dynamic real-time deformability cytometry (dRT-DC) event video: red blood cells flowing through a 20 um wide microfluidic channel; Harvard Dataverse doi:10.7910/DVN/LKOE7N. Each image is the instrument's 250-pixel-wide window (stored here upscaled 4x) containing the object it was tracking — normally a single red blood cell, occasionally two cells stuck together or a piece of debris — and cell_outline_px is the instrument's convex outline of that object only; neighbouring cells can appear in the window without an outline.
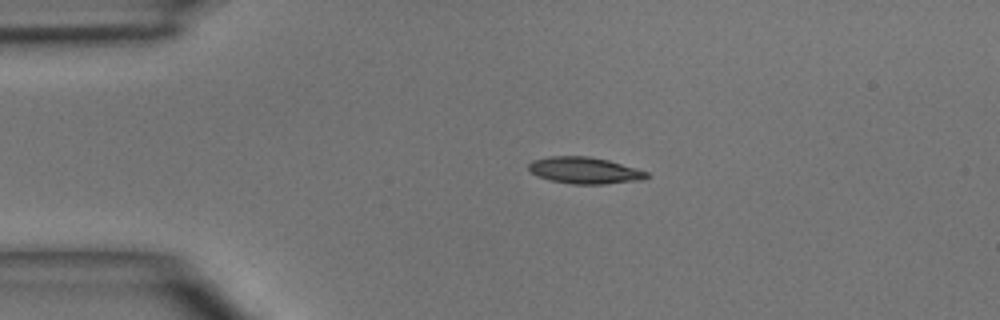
{"species": "common noctule bat (a hibernating species)", "species_latin": "Nyctalus noctula", "temperature_condition": "room temperature", "stored_images_in_passage": 1, "camera_frame_rate_fps": 3000, "um_per_image_px": 0.085, "animal": {"sex": "male", "body_mass_g": 15.6}, "frame": {"image": 1, "passage_image": 1, "time_ms": 0.0, "image_size_px": [1000, 320], "cell_outline_px": [[648, 176], [644, 180], [604, 184], [572, 184], [548, 180], [536, 176], [528, 168], [528, 164], [532, 160], [548, 156], [588, 156], [608, 160], [648, 172]], "centroid_in_image_um": [49.66, 14.49], "position_along_channel_um": 35.3, "area_um2": 18.38}}